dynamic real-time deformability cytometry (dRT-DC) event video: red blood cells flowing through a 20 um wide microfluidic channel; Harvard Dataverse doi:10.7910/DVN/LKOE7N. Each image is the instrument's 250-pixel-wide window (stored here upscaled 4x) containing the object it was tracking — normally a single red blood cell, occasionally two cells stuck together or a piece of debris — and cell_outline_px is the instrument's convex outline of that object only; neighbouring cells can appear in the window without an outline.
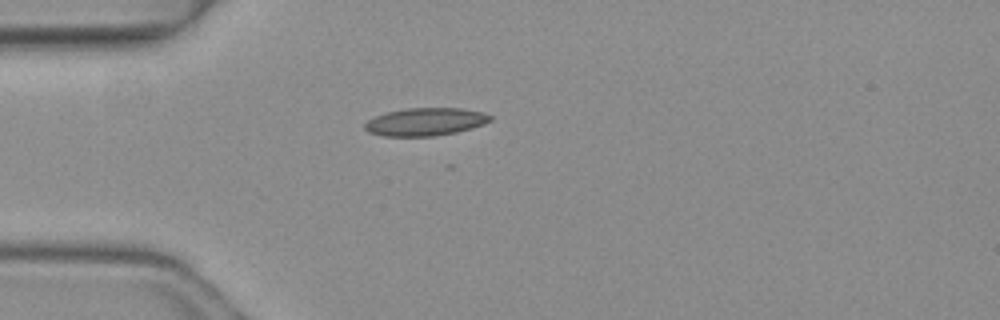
{"species": "common noctule bat (a hibernating species)", "species_latin": "Nyctalus noctula", "temperature_condition": "warm", "stored_images_in_passage": 4, "camera_frame_rate_fps": 3000, "um_per_image_px": 0.085, "animal": {"sex": "female", "body_mass_g": 19.3, "forearm_length_mm": 54.1}, "frame": {"image": 1, "passage_image": 4, "time_ms": 1.0, "image_size_px": [1000, 320], "cell_outline_px": [[492, 120], [484, 124], [472, 128], [456, 132], [432, 136], [384, 136], [368, 132], [364, 128], [364, 124], [368, 120], [376, 116], [388, 112], [408, 108], [460, 108], [484, 112], [492, 116]], "centroid_in_image_um": [36.18, 10.35], "position_along_channel_um": 48.8, "area_um2": 20.29}}